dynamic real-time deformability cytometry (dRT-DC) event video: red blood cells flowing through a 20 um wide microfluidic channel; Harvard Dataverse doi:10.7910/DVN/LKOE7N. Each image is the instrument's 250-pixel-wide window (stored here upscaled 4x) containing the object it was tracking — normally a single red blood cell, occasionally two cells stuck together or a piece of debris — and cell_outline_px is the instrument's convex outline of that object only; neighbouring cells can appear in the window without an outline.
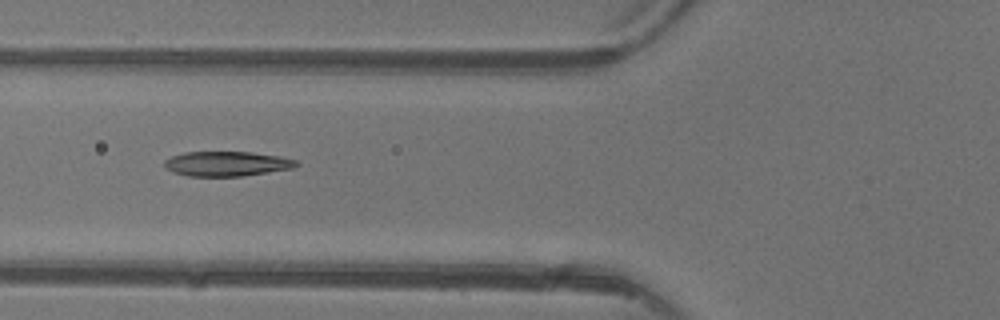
{"species": "common noctule bat (a hibernating species)", "species_latin": "Nyctalus noctula", "temperature_condition": "warm", "stored_images_in_passage": 5, "camera_frame_rate_fps": 3000, "um_per_image_px": 0.085, "animal": {"sex": "female"}, "frame": {"image": 1, "passage_image": 5, "time_ms": 6.0, "image_size_px": [1000, 320], "cell_outline_px": [[300, 164], [292, 168], [268, 172], [240, 176], [188, 176], [172, 172], [164, 168], [164, 160], [172, 156], [184, 152], [252, 152], [280, 156], [296, 160]], "centroid_in_image_um": [19.25, 13.91], "position_along_channel_um": 106.6, "area_um2": 19.07}}